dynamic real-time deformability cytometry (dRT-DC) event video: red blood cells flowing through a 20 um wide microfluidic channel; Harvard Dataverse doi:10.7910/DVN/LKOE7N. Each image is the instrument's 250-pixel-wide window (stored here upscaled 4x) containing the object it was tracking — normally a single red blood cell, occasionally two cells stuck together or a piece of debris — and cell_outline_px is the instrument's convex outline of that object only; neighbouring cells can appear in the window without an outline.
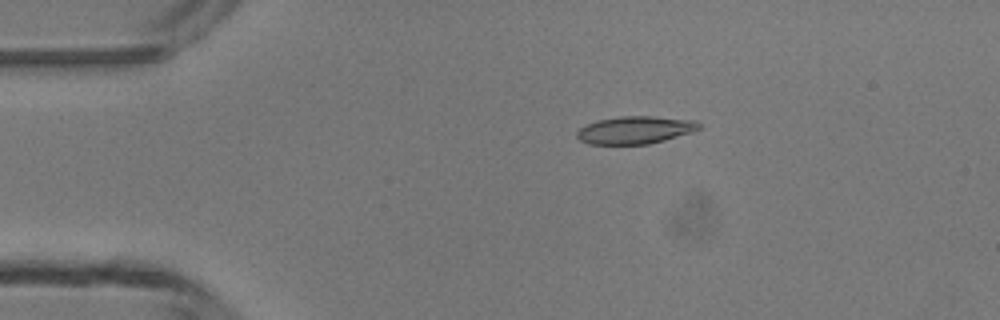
{"species": "common noctule bat (a hibernating species)", "species_latin": "Nyctalus noctula", "temperature_condition": "room temperature", "stored_images_in_passage": 4, "camera_frame_rate_fps": 3000, "um_per_image_px": 0.085, "animal": {"sex": "male", "body_mass_g": 13.3}, "frame": {"image": 1, "passage_image": 3, "time_ms": 2.333, "image_size_px": [1000, 320], "cell_outline_px": [[700, 128], [692, 132], [664, 140], [648, 144], [588, 144], [580, 140], [576, 136], [576, 132], [580, 128], [588, 124], [600, 120], [620, 116], [652, 116], [696, 120], [700, 124]], "centroid_in_image_um": [54.0, 11.05], "position_along_channel_um": 31.0, "area_um2": 19.54}}